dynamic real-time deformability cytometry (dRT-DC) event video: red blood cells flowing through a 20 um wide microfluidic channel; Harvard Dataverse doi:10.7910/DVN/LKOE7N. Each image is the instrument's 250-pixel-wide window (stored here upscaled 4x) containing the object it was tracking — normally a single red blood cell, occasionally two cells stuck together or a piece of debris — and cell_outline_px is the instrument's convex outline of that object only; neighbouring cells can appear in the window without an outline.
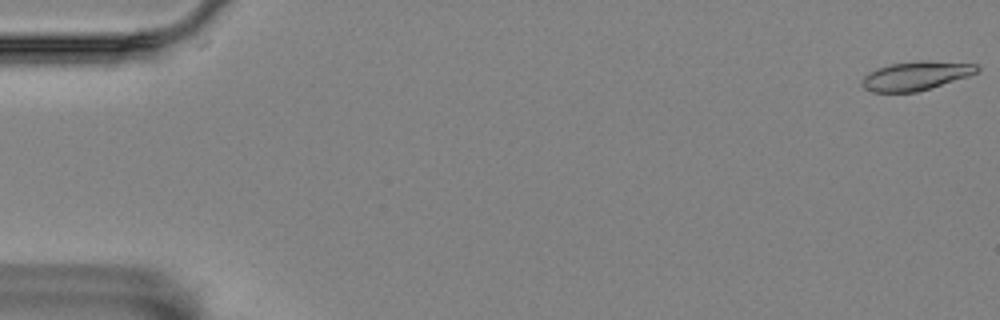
{"species": "Egyptian fruit bat (a non-hibernating species)", "species_latin": "Rousettus aegyptiacus", "temperature_condition": "room temperature", "stored_images_in_passage": 57, "camera_frame_rate_fps": 3000, "um_per_image_px": 0.085, "animal": {"sex": "female"}, "frame": {"image": 1, "passage_image": 1, "time_ms": 0.0, "image_size_px": [1000, 320], "cell_outline_px": [[980, 68], [976, 72], [968, 76], [916, 92], [872, 92], [864, 88], [860, 84], [860, 80], [864, 76], [876, 68], [892, 64], [920, 60], [928, 60], [976, 64]], "centroid_in_image_um": [77.81, 6.44], "position_along_channel_um": 7.2, "area_um2": 19.25}}
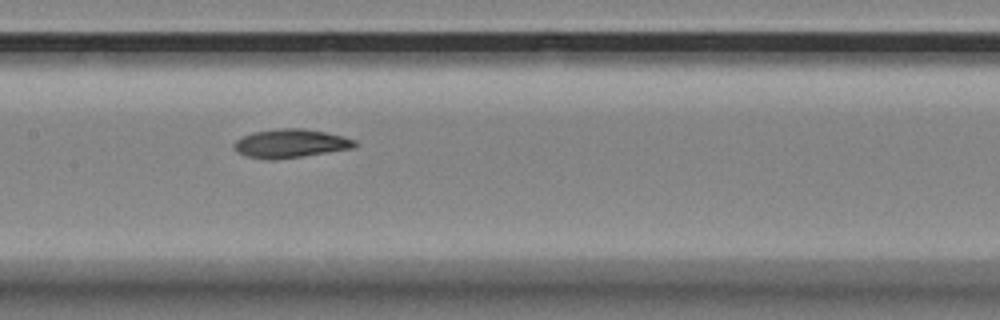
{"frame": {"image": 2, "passage_image": 28, "time_ms": 9.0, "image_size_px": [1000, 320], "cell_outline_px": [[356, 148], [304, 156], [272, 160], [268, 160], [248, 156], [236, 152], [232, 148], [232, 144], [236, 140], [252, 132], [280, 128], [304, 128], [344, 136], [356, 140]], "centroid_in_image_um": [24.69, 12.2], "position_along_channel_um": 182.7, "area_um2": 20.35}}
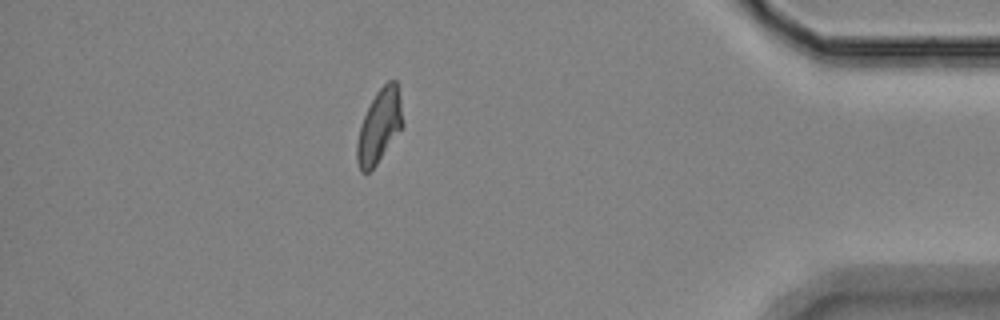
{"frame": {"image": 3, "passage_image": 50, "time_ms": 16.333, "image_size_px": [1000, 320], "cell_outline_px": [[404, 124], [376, 164], [368, 172], [360, 172], [356, 160], [356, 144], [360, 124], [376, 92], [388, 80], [396, 80], [400, 96]], "centroid_in_image_um": [32.23, 10.71], "position_along_channel_um": 403.0, "area_um2": 19.42}, "authors_computed_cell_mechanics": {"area_um2": 19.8832, "velocity_mm_per_s": 3.5494, "shape_relaxation_time_tau1_ms": 7.489, "shape_relaxation_time_tau2_ms": 6.3513, "deformation_change_tau1": 0.1738, "deformation_change_tau2": 0.1236}}